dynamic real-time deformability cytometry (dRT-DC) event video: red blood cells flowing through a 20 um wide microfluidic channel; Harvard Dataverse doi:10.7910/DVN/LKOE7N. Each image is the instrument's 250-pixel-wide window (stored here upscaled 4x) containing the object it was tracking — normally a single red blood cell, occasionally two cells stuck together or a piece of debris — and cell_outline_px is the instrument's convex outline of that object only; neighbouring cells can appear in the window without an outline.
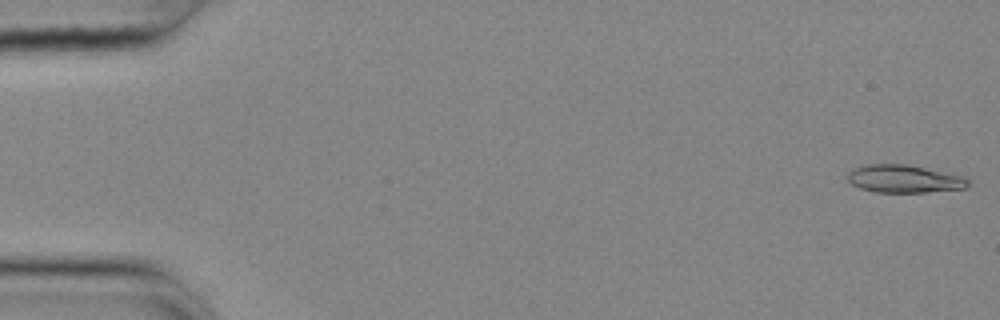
{"species": "common noctule bat (a hibernating species)", "species_latin": "Nyctalus noctula", "temperature_condition": "cold", "stored_images_in_passage": 55, "camera_frame_rate_fps": 3000, "um_per_image_px": 0.085, "animal": {"sex": "female", "body_mass_g": 25.1}, "frame": {"image": 1, "passage_image": 1, "time_ms": 0.0, "image_size_px": [1000, 320], "cell_outline_px": [[968, 188], [924, 192], [876, 192], [860, 188], [852, 184], [848, 180], [848, 172], [852, 168], [864, 164], [908, 164], [960, 176], [968, 180]], "centroid_in_image_um": [76.79, 15.2], "position_along_channel_um": 8.2, "area_um2": 19.36}}
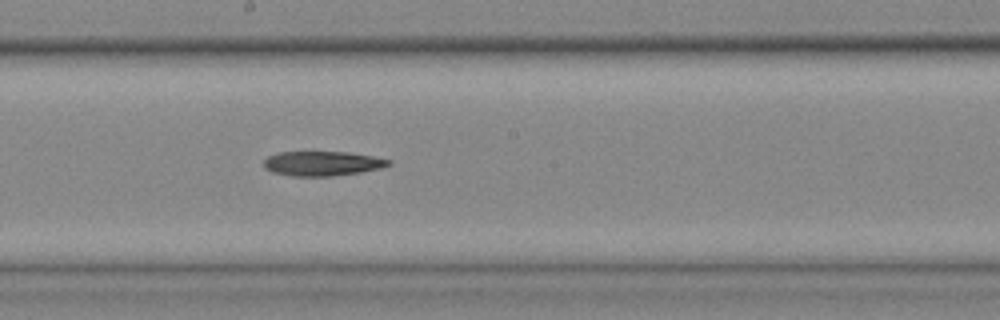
{"frame": {"image": 2, "passage_image": 30, "time_ms": 9.667, "image_size_px": [1000, 320], "cell_outline_px": [[392, 164], [380, 168], [360, 172], [332, 176], [292, 176], [272, 172], [264, 168], [264, 160], [268, 156], [276, 152], [348, 152], [372, 156], [392, 160]], "centroid_in_image_um": [27.38, 13.89], "position_along_channel_um": 220.8, "area_um2": 17.92}}
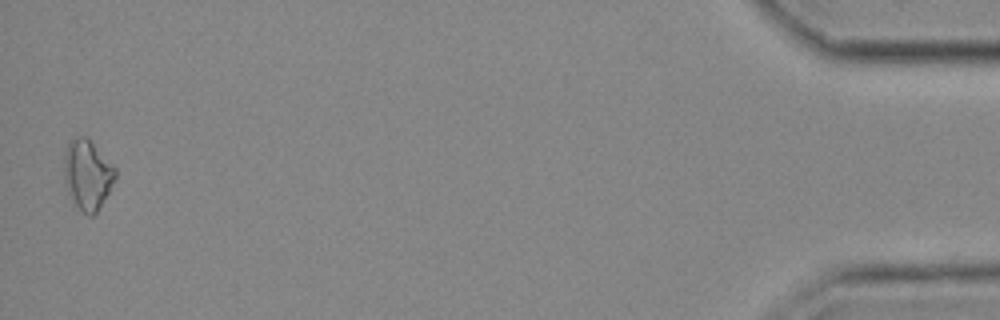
{"frame": {"image": 3, "passage_image": 54, "time_ms": 17.667, "image_size_px": [1000, 320], "cell_outline_px": [[116, 176], [108, 192], [96, 212], [92, 216], [88, 216], [76, 204], [68, 192], [64, 180], [64, 156], [68, 144], [76, 136], [84, 136], [116, 168]], "centroid_in_image_um": [7.42, 14.85], "position_along_channel_um": 427.8, "area_um2": 20.17}}